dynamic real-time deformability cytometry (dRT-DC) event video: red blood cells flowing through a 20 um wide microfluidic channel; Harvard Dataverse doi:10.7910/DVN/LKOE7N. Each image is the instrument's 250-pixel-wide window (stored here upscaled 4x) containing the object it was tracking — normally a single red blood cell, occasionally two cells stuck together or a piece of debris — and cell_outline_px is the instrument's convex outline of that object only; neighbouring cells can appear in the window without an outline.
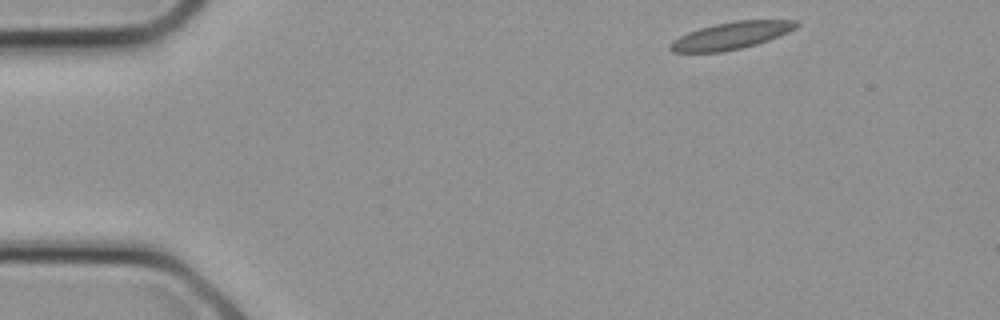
{"species": "common noctule bat (a hibernating species)", "species_latin": "Nyctalus noctula", "temperature_condition": "cold", "stored_images_in_passage": 12, "camera_frame_rate_fps": 3000, "um_per_image_px": 0.085, "animal": {"sex": "female", "body_mass_g": 21.9}, "frame": {"image": 1, "passage_image": 1, "time_ms": 0.0, "image_size_px": [1000, 320], "cell_outline_px": [[800, 24], [796, 28], [780, 36], [756, 44], [740, 48], [720, 52], [672, 52], [668, 48], [668, 44], [680, 36], [688, 32], [700, 28], [716, 24], [736, 20], [796, 20]], "centroid_in_image_um": [62.15, 3.02], "position_along_channel_um": 22.8, "area_um2": 19.88}}
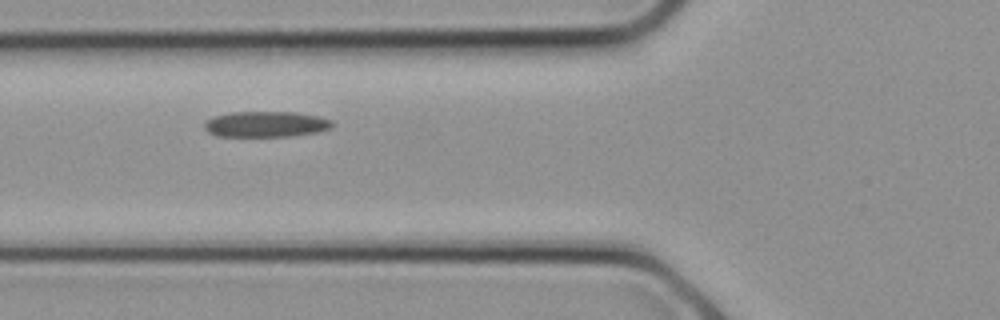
{"frame": {"image": 2, "passage_image": 7, "time_ms": 2.0, "image_size_px": [1000, 320], "cell_outline_px": [[336, 124], [332, 128], [316, 132], [292, 136], [216, 136], [208, 132], [204, 128], [204, 120], [212, 116], [232, 112], [296, 112], [320, 116], [332, 120]], "centroid_in_image_um": [22.61, 10.55], "position_along_channel_um": 103.2, "area_um2": 19.48}}
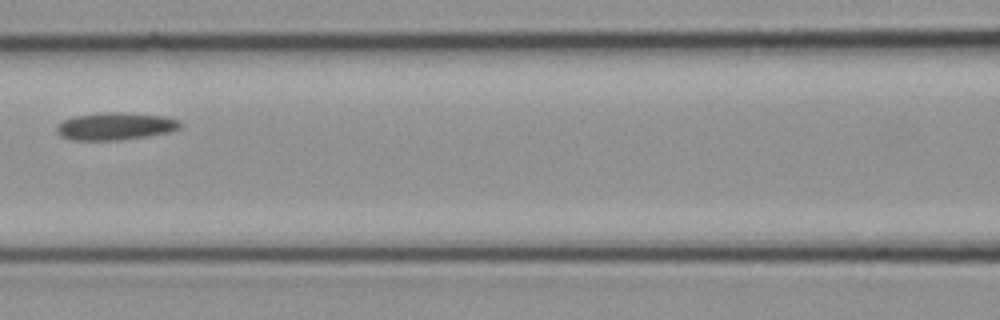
{"frame": {"image": 3, "passage_image": 9, "time_ms": 2.667, "image_size_px": [1000, 320], "cell_outline_px": [[180, 128], [168, 132], [148, 136], [120, 140], [68, 140], [60, 136], [56, 132], [56, 124], [64, 120], [76, 116], [104, 112], [116, 112], [164, 116], [180, 120]], "centroid_in_image_um": [9.76, 10.74], "position_along_channel_um": 156.8, "area_um2": 19.77}}